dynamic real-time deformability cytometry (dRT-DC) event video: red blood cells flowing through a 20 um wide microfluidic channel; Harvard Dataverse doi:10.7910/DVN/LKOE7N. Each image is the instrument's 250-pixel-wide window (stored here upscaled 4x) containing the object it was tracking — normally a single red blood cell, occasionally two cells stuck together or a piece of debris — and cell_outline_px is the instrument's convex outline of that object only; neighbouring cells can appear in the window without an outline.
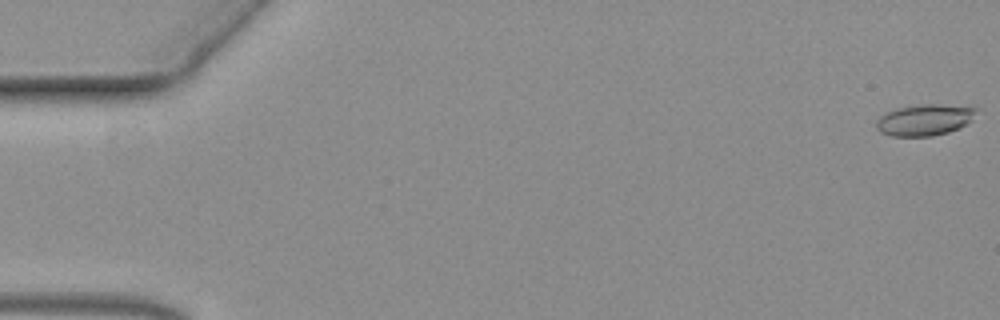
{"species": "common noctule bat (a hibernating species)", "species_latin": "Nyctalus noctula", "temperature_condition": "warm", "stored_images_in_passage": 60, "camera_frame_rate_fps": 3000, "um_per_image_px": 0.085, "animal": {"sex": "female", "body_mass_g": 19.3, "forearm_length_mm": 54.1}, "frame": {"image": 1, "passage_image": 1, "time_ms": 0.0, "image_size_px": [1000, 320], "cell_outline_px": [[976, 108], [968, 120], [960, 128], [948, 132], [932, 136], [892, 136], [880, 132], [876, 128], [876, 120], [884, 112], [896, 108], [920, 104], [936, 104]], "centroid_in_image_um": [78.47, 10.2], "position_along_channel_um": 6.5, "area_um2": 17.92}}
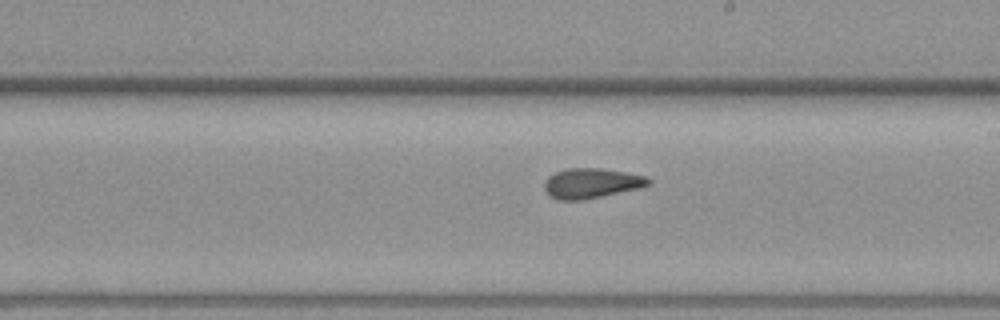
{"frame": {"image": 2, "passage_image": 35, "time_ms": 11.333, "image_size_px": [1000, 320], "cell_outline_px": [[652, 180], [648, 184], [640, 188], [580, 200], [560, 200], [552, 196], [544, 188], [544, 180], [548, 176], [556, 172], [568, 168], [604, 168], [644, 176]], "centroid_in_image_um": [50.25, 15.56], "position_along_channel_um": 238.8, "area_um2": 17.92}}
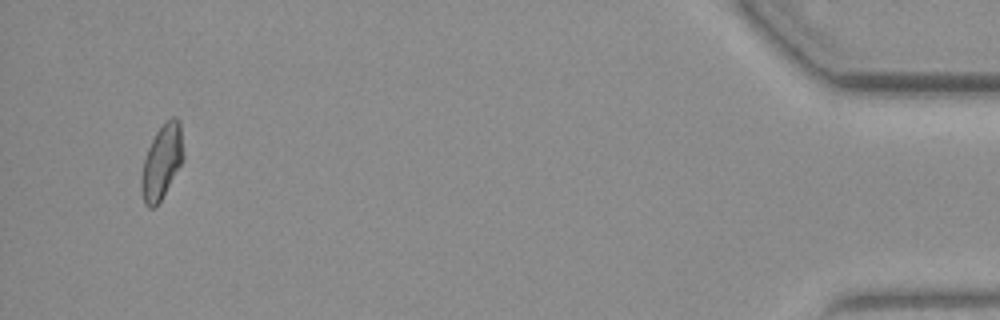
{"frame": {"image": 3, "passage_image": 58, "time_ms": 19.0, "image_size_px": [1000, 320], "cell_outline_px": [[184, 156], [180, 164], [160, 200], [152, 208], [148, 208], [144, 204], [140, 188], [140, 176], [144, 160], [148, 148], [156, 132], [172, 116], [176, 116], [180, 120]], "centroid_in_image_um": [13.73, 13.74], "position_along_channel_um": 421.5, "area_um2": 17.86}}